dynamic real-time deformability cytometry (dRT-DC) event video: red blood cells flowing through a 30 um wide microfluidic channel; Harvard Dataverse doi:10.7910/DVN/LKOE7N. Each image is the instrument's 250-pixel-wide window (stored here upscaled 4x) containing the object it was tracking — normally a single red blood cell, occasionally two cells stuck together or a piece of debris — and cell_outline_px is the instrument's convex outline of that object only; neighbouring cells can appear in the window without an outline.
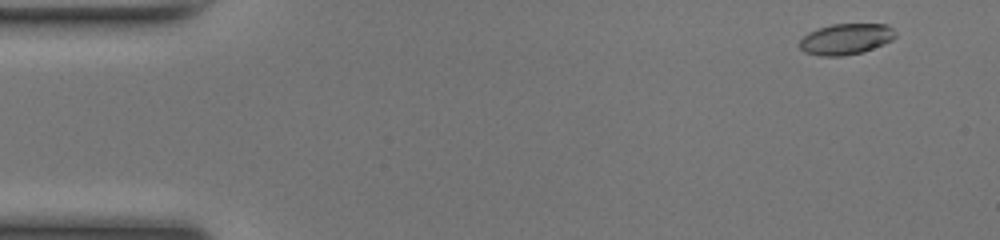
{"species": "common noctule bat (a hibernating species)", "species_latin": "Nyctalus noctula", "temperature_condition": "room temperature", "stored_images_in_passage": 48, "camera_frame_rate_fps": 3000, "um_per_image_px": 0.085, "animal": {"sex": "female", "body_mass_g": 17.0, "forearm_length_mm": 48.0}, "frame": {"image": 1, "passage_image": 2, "time_ms": 0.333, "image_size_px": [1000, 240], "cell_outline_px": [[896, 36], [892, 40], [864, 52], [840, 56], [820, 56], [804, 52], [800, 48], [800, 40], [808, 32], [816, 28], [832, 24], [888, 24], [896, 32]], "centroid_in_image_um": [71.9, 3.31], "position_along_channel_um": 13.1, "area_um2": 17.4}}
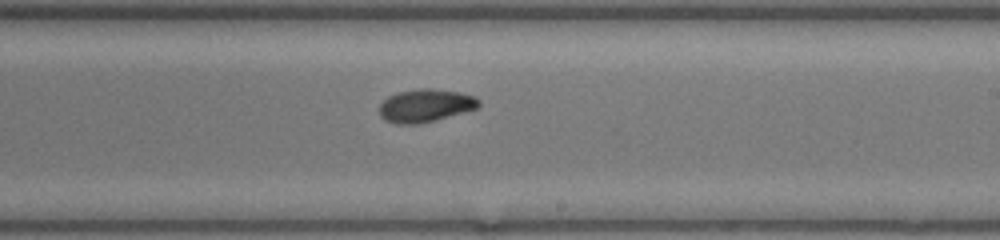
{"frame": {"image": 2, "passage_image": 28, "time_ms": 9.0, "image_size_px": [1000, 240], "cell_outline_px": [[480, 104], [476, 108], [436, 120], [416, 124], [396, 124], [384, 120], [380, 116], [380, 104], [388, 96], [396, 92], [420, 88], [432, 88], [460, 92], [476, 96], [480, 100]], "centroid_in_image_um": [36.15, 8.96], "position_along_channel_um": 252.9, "area_um2": 19.19}}
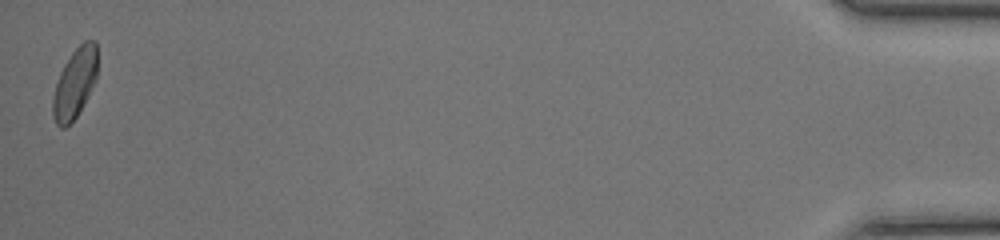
{"frame": {"image": 3, "passage_image": 48, "time_ms": 15.667, "image_size_px": [1000, 240], "cell_outline_px": [[96, 80], [76, 116], [64, 128], [60, 128], [56, 124], [52, 116], [52, 100], [56, 84], [60, 72], [64, 64], [72, 52], [84, 40], [96, 40]], "centroid_in_image_um": [6.33, 7.07], "position_along_channel_um": 428.9, "area_um2": 17.86}, "authors_computed_cell_mechanics": {"area_um2": 18.3515, "velocity_mm_per_s": 4.1781, "shape_relaxation_time_tau1_ms": 3.6915, "shape_relaxation_time_tau2_ms": 2.0302, "deformation_change_tau1": 0.1603, "deformation_change_tau2": 0.0609}}